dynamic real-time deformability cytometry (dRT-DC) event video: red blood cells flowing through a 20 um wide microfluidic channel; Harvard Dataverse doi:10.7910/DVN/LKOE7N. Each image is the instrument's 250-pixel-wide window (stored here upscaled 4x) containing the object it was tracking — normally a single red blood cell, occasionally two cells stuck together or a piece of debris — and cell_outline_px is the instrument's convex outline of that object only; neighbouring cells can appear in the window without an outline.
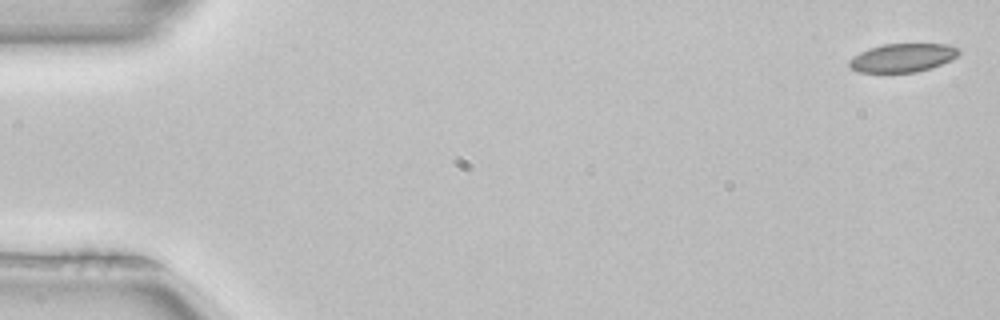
{"species": "common noctule bat (a hibernating species)", "species_latin": "Nyctalus noctula", "temperature_condition": "room temperature", "stored_images_in_passage": 5, "segment_of_instrument_passage": [1, 2], "camera_frame_rate_fps": 3000, "um_per_image_px": 0.085, "animal": {"sex": "female", "body_mass_g": 22.7, "forearm_length_mm": 54.2}, "frame": {"image": 1, "passage_image": 1, "time_ms": 0.0, "image_size_px": [1000, 320], "cell_outline_px": [[960, 52], [956, 56], [940, 64], [916, 72], [860, 72], [852, 68], [848, 64], [848, 60], [860, 52], [868, 48], [884, 44], [948, 44], [960, 48]], "centroid_in_image_um": [76.7, 4.89], "position_along_channel_um": 8.3, "area_um2": 17.98}}